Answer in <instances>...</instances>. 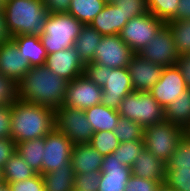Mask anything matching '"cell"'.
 I'll return each mask as SVG.
<instances>
[{
  "label": "cell",
  "mask_w": 190,
  "mask_h": 191,
  "mask_svg": "<svg viewBox=\"0 0 190 191\" xmlns=\"http://www.w3.org/2000/svg\"><path fill=\"white\" fill-rule=\"evenodd\" d=\"M67 84L46 65L32 67L18 83V99L57 109L63 105Z\"/></svg>",
  "instance_id": "1"
},
{
  "label": "cell",
  "mask_w": 190,
  "mask_h": 191,
  "mask_svg": "<svg viewBox=\"0 0 190 191\" xmlns=\"http://www.w3.org/2000/svg\"><path fill=\"white\" fill-rule=\"evenodd\" d=\"M55 128V109L17 99L11 105V139L15 143L45 137Z\"/></svg>",
  "instance_id": "2"
},
{
  "label": "cell",
  "mask_w": 190,
  "mask_h": 191,
  "mask_svg": "<svg viewBox=\"0 0 190 191\" xmlns=\"http://www.w3.org/2000/svg\"><path fill=\"white\" fill-rule=\"evenodd\" d=\"M83 75L97 86L102 87L101 103L108 108L118 110L121 100L133 92L128 67L108 68L104 65L89 62L84 66Z\"/></svg>",
  "instance_id": "3"
},
{
  "label": "cell",
  "mask_w": 190,
  "mask_h": 191,
  "mask_svg": "<svg viewBox=\"0 0 190 191\" xmlns=\"http://www.w3.org/2000/svg\"><path fill=\"white\" fill-rule=\"evenodd\" d=\"M10 34L41 36L48 11L42 0H9L3 9Z\"/></svg>",
  "instance_id": "4"
},
{
  "label": "cell",
  "mask_w": 190,
  "mask_h": 191,
  "mask_svg": "<svg viewBox=\"0 0 190 191\" xmlns=\"http://www.w3.org/2000/svg\"><path fill=\"white\" fill-rule=\"evenodd\" d=\"M83 26L68 13H49L45 20L44 33L40 36L47 54L73 47Z\"/></svg>",
  "instance_id": "5"
},
{
  "label": "cell",
  "mask_w": 190,
  "mask_h": 191,
  "mask_svg": "<svg viewBox=\"0 0 190 191\" xmlns=\"http://www.w3.org/2000/svg\"><path fill=\"white\" fill-rule=\"evenodd\" d=\"M120 117L130 119L143 127L165 120V109L149 92H131L121 100Z\"/></svg>",
  "instance_id": "6"
},
{
  "label": "cell",
  "mask_w": 190,
  "mask_h": 191,
  "mask_svg": "<svg viewBox=\"0 0 190 191\" xmlns=\"http://www.w3.org/2000/svg\"><path fill=\"white\" fill-rule=\"evenodd\" d=\"M183 135V128L164 120L144 127V148L167 163Z\"/></svg>",
  "instance_id": "7"
},
{
  "label": "cell",
  "mask_w": 190,
  "mask_h": 191,
  "mask_svg": "<svg viewBox=\"0 0 190 191\" xmlns=\"http://www.w3.org/2000/svg\"><path fill=\"white\" fill-rule=\"evenodd\" d=\"M55 128L74 145L90 143L94 133L84 110L63 105L55 109Z\"/></svg>",
  "instance_id": "8"
},
{
  "label": "cell",
  "mask_w": 190,
  "mask_h": 191,
  "mask_svg": "<svg viewBox=\"0 0 190 191\" xmlns=\"http://www.w3.org/2000/svg\"><path fill=\"white\" fill-rule=\"evenodd\" d=\"M166 23L151 13L130 19L120 32V38L137 54L139 53Z\"/></svg>",
  "instance_id": "9"
},
{
  "label": "cell",
  "mask_w": 190,
  "mask_h": 191,
  "mask_svg": "<svg viewBox=\"0 0 190 191\" xmlns=\"http://www.w3.org/2000/svg\"><path fill=\"white\" fill-rule=\"evenodd\" d=\"M134 54L120 35H108L102 37L92 62L108 68H123L128 67Z\"/></svg>",
  "instance_id": "10"
},
{
  "label": "cell",
  "mask_w": 190,
  "mask_h": 191,
  "mask_svg": "<svg viewBox=\"0 0 190 191\" xmlns=\"http://www.w3.org/2000/svg\"><path fill=\"white\" fill-rule=\"evenodd\" d=\"M44 144L42 174L52 172L71 161L74 144L56 128L44 137Z\"/></svg>",
  "instance_id": "11"
},
{
  "label": "cell",
  "mask_w": 190,
  "mask_h": 191,
  "mask_svg": "<svg viewBox=\"0 0 190 191\" xmlns=\"http://www.w3.org/2000/svg\"><path fill=\"white\" fill-rule=\"evenodd\" d=\"M143 59L162 67L174 66L179 58L173 35L165 24L139 53Z\"/></svg>",
  "instance_id": "12"
},
{
  "label": "cell",
  "mask_w": 190,
  "mask_h": 191,
  "mask_svg": "<svg viewBox=\"0 0 190 191\" xmlns=\"http://www.w3.org/2000/svg\"><path fill=\"white\" fill-rule=\"evenodd\" d=\"M102 101V87L85 75L68 82L63 106L86 110Z\"/></svg>",
  "instance_id": "13"
},
{
  "label": "cell",
  "mask_w": 190,
  "mask_h": 191,
  "mask_svg": "<svg viewBox=\"0 0 190 191\" xmlns=\"http://www.w3.org/2000/svg\"><path fill=\"white\" fill-rule=\"evenodd\" d=\"M187 89L181 72L174 65L164 67L161 78L150 89L149 93L165 109Z\"/></svg>",
  "instance_id": "14"
},
{
  "label": "cell",
  "mask_w": 190,
  "mask_h": 191,
  "mask_svg": "<svg viewBox=\"0 0 190 191\" xmlns=\"http://www.w3.org/2000/svg\"><path fill=\"white\" fill-rule=\"evenodd\" d=\"M164 67L134 54L128 64L133 91L149 92L161 78Z\"/></svg>",
  "instance_id": "15"
},
{
  "label": "cell",
  "mask_w": 190,
  "mask_h": 191,
  "mask_svg": "<svg viewBox=\"0 0 190 191\" xmlns=\"http://www.w3.org/2000/svg\"><path fill=\"white\" fill-rule=\"evenodd\" d=\"M100 172L98 191H125L132 174L131 167L120 163L113 153L104 156Z\"/></svg>",
  "instance_id": "16"
},
{
  "label": "cell",
  "mask_w": 190,
  "mask_h": 191,
  "mask_svg": "<svg viewBox=\"0 0 190 191\" xmlns=\"http://www.w3.org/2000/svg\"><path fill=\"white\" fill-rule=\"evenodd\" d=\"M45 65L68 82L81 76L85 66L74 47L47 55Z\"/></svg>",
  "instance_id": "17"
},
{
  "label": "cell",
  "mask_w": 190,
  "mask_h": 191,
  "mask_svg": "<svg viewBox=\"0 0 190 191\" xmlns=\"http://www.w3.org/2000/svg\"><path fill=\"white\" fill-rule=\"evenodd\" d=\"M31 68L13 40L0 45V73L17 84Z\"/></svg>",
  "instance_id": "18"
},
{
  "label": "cell",
  "mask_w": 190,
  "mask_h": 191,
  "mask_svg": "<svg viewBox=\"0 0 190 191\" xmlns=\"http://www.w3.org/2000/svg\"><path fill=\"white\" fill-rule=\"evenodd\" d=\"M129 20L119 7L107 3L103 10L91 21L90 27L102 36L119 35Z\"/></svg>",
  "instance_id": "19"
},
{
  "label": "cell",
  "mask_w": 190,
  "mask_h": 191,
  "mask_svg": "<svg viewBox=\"0 0 190 191\" xmlns=\"http://www.w3.org/2000/svg\"><path fill=\"white\" fill-rule=\"evenodd\" d=\"M103 156L89 143L76 144L71 154V165L75 174L100 171Z\"/></svg>",
  "instance_id": "20"
},
{
  "label": "cell",
  "mask_w": 190,
  "mask_h": 191,
  "mask_svg": "<svg viewBox=\"0 0 190 191\" xmlns=\"http://www.w3.org/2000/svg\"><path fill=\"white\" fill-rule=\"evenodd\" d=\"M131 171L137 177L160 181L164 184L166 163L144 148L136 158Z\"/></svg>",
  "instance_id": "21"
},
{
  "label": "cell",
  "mask_w": 190,
  "mask_h": 191,
  "mask_svg": "<svg viewBox=\"0 0 190 191\" xmlns=\"http://www.w3.org/2000/svg\"><path fill=\"white\" fill-rule=\"evenodd\" d=\"M12 40L16 43L20 53L28 60L31 68L45 65L48 54L42 45L40 36L18 35L13 36Z\"/></svg>",
  "instance_id": "22"
},
{
  "label": "cell",
  "mask_w": 190,
  "mask_h": 191,
  "mask_svg": "<svg viewBox=\"0 0 190 191\" xmlns=\"http://www.w3.org/2000/svg\"><path fill=\"white\" fill-rule=\"evenodd\" d=\"M93 132L114 131L120 117L118 110L100 103L84 110Z\"/></svg>",
  "instance_id": "23"
},
{
  "label": "cell",
  "mask_w": 190,
  "mask_h": 191,
  "mask_svg": "<svg viewBox=\"0 0 190 191\" xmlns=\"http://www.w3.org/2000/svg\"><path fill=\"white\" fill-rule=\"evenodd\" d=\"M75 173L71 162L42 174L45 191H73Z\"/></svg>",
  "instance_id": "24"
},
{
  "label": "cell",
  "mask_w": 190,
  "mask_h": 191,
  "mask_svg": "<svg viewBox=\"0 0 190 191\" xmlns=\"http://www.w3.org/2000/svg\"><path fill=\"white\" fill-rule=\"evenodd\" d=\"M102 35L89 25H84L74 41V48L84 64L92 62Z\"/></svg>",
  "instance_id": "25"
},
{
  "label": "cell",
  "mask_w": 190,
  "mask_h": 191,
  "mask_svg": "<svg viewBox=\"0 0 190 191\" xmlns=\"http://www.w3.org/2000/svg\"><path fill=\"white\" fill-rule=\"evenodd\" d=\"M44 137L16 143V151L38 174L42 175Z\"/></svg>",
  "instance_id": "26"
},
{
  "label": "cell",
  "mask_w": 190,
  "mask_h": 191,
  "mask_svg": "<svg viewBox=\"0 0 190 191\" xmlns=\"http://www.w3.org/2000/svg\"><path fill=\"white\" fill-rule=\"evenodd\" d=\"M165 120L185 129L190 123V89L165 108Z\"/></svg>",
  "instance_id": "27"
},
{
  "label": "cell",
  "mask_w": 190,
  "mask_h": 191,
  "mask_svg": "<svg viewBox=\"0 0 190 191\" xmlns=\"http://www.w3.org/2000/svg\"><path fill=\"white\" fill-rule=\"evenodd\" d=\"M106 4L104 0H71L67 13L83 25H89Z\"/></svg>",
  "instance_id": "28"
},
{
  "label": "cell",
  "mask_w": 190,
  "mask_h": 191,
  "mask_svg": "<svg viewBox=\"0 0 190 191\" xmlns=\"http://www.w3.org/2000/svg\"><path fill=\"white\" fill-rule=\"evenodd\" d=\"M2 171L3 180L7 183L22 181L36 174L17 151L6 161Z\"/></svg>",
  "instance_id": "29"
},
{
  "label": "cell",
  "mask_w": 190,
  "mask_h": 191,
  "mask_svg": "<svg viewBox=\"0 0 190 191\" xmlns=\"http://www.w3.org/2000/svg\"><path fill=\"white\" fill-rule=\"evenodd\" d=\"M166 25L173 35L179 55L190 54V19L170 20Z\"/></svg>",
  "instance_id": "30"
},
{
  "label": "cell",
  "mask_w": 190,
  "mask_h": 191,
  "mask_svg": "<svg viewBox=\"0 0 190 191\" xmlns=\"http://www.w3.org/2000/svg\"><path fill=\"white\" fill-rule=\"evenodd\" d=\"M120 143L133 140H143L144 127L130 119L119 117L113 131Z\"/></svg>",
  "instance_id": "31"
},
{
  "label": "cell",
  "mask_w": 190,
  "mask_h": 191,
  "mask_svg": "<svg viewBox=\"0 0 190 191\" xmlns=\"http://www.w3.org/2000/svg\"><path fill=\"white\" fill-rule=\"evenodd\" d=\"M179 0H146L149 13L167 23L177 13Z\"/></svg>",
  "instance_id": "32"
},
{
  "label": "cell",
  "mask_w": 190,
  "mask_h": 191,
  "mask_svg": "<svg viewBox=\"0 0 190 191\" xmlns=\"http://www.w3.org/2000/svg\"><path fill=\"white\" fill-rule=\"evenodd\" d=\"M190 169V138L185 134L180 138L176 150L166 163V169Z\"/></svg>",
  "instance_id": "33"
},
{
  "label": "cell",
  "mask_w": 190,
  "mask_h": 191,
  "mask_svg": "<svg viewBox=\"0 0 190 191\" xmlns=\"http://www.w3.org/2000/svg\"><path fill=\"white\" fill-rule=\"evenodd\" d=\"M144 149L143 140H133L122 142L119 147L113 152L114 156L120 160V163L127 167H132L138 155Z\"/></svg>",
  "instance_id": "34"
},
{
  "label": "cell",
  "mask_w": 190,
  "mask_h": 191,
  "mask_svg": "<svg viewBox=\"0 0 190 191\" xmlns=\"http://www.w3.org/2000/svg\"><path fill=\"white\" fill-rule=\"evenodd\" d=\"M103 157L112 154L119 147V140L113 131L94 132L89 143Z\"/></svg>",
  "instance_id": "35"
},
{
  "label": "cell",
  "mask_w": 190,
  "mask_h": 191,
  "mask_svg": "<svg viewBox=\"0 0 190 191\" xmlns=\"http://www.w3.org/2000/svg\"><path fill=\"white\" fill-rule=\"evenodd\" d=\"M164 184L175 191H190V169H166Z\"/></svg>",
  "instance_id": "36"
},
{
  "label": "cell",
  "mask_w": 190,
  "mask_h": 191,
  "mask_svg": "<svg viewBox=\"0 0 190 191\" xmlns=\"http://www.w3.org/2000/svg\"><path fill=\"white\" fill-rule=\"evenodd\" d=\"M112 4L119 7L127 20L149 12L146 0H115Z\"/></svg>",
  "instance_id": "37"
},
{
  "label": "cell",
  "mask_w": 190,
  "mask_h": 191,
  "mask_svg": "<svg viewBox=\"0 0 190 191\" xmlns=\"http://www.w3.org/2000/svg\"><path fill=\"white\" fill-rule=\"evenodd\" d=\"M100 171L75 174L73 191H98Z\"/></svg>",
  "instance_id": "38"
},
{
  "label": "cell",
  "mask_w": 190,
  "mask_h": 191,
  "mask_svg": "<svg viewBox=\"0 0 190 191\" xmlns=\"http://www.w3.org/2000/svg\"><path fill=\"white\" fill-rule=\"evenodd\" d=\"M18 99V84L0 73V106H11Z\"/></svg>",
  "instance_id": "39"
},
{
  "label": "cell",
  "mask_w": 190,
  "mask_h": 191,
  "mask_svg": "<svg viewBox=\"0 0 190 191\" xmlns=\"http://www.w3.org/2000/svg\"><path fill=\"white\" fill-rule=\"evenodd\" d=\"M162 184L160 181L145 179L131 174L125 186V191H158Z\"/></svg>",
  "instance_id": "40"
},
{
  "label": "cell",
  "mask_w": 190,
  "mask_h": 191,
  "mask_svg": "<svg viewBox=\"0 0 190 191\" xmlns=\"http://www.w3.org/2000/svg\"><path fill=\"white\" fill-rule=\"evenodd\" d=\"M8 185L11 191H45L42 175L38 173L28 179L8 183Z\"/></svg>",
  "instance_id": "41"
},
{
  "label": "cell",
  "mask_w": 190,
  "mask_h": 191,
  "mask_svg": "<svg viewBox=\"0 0 190 191\" xmlns=\"http://www.w3.org/2000/svg\"><path fill=\"white\" fill-rule=\"evenodd\" d=\"M11 138V106H0V138Z\"/></svg>",
  "instance_id": "42"
},
{
  "label": "cell",
  "mask_w": 190,
  "mask_h": 191,
  "mask_svg": "<svg viewBox=\"0 0 190 191\" xmlns=\"http://www.w3.org/2000/svg\"><path fill=\"white\" fill-rule=\"evenodd\" d=\"M16 152V143L9 137L0 138V168L3 169L6 161Z\"/></svg>",
  "instance_id": "43"
},
{
  "label": "cell",
  "mask_w": 190,
  "mask_h": 191,
  "mask_svg": "<svg viewBox=\"0 0 190 191\" xmlns=\"http://www.w3.org/2000/svg\"><path fill=\"white\" fill-rule=\"evenodd\" d=\"M175 65L181 72L186 86L190 89V54H180Z\"/></svg>",
  "instance_id": "44"
},
{
  "label": "cell",
  "mask_w": 190,
  "mask_h": 191,
  "mask_svg": "<svg viewBox=\"0 0 190 191\" xmlns=\"http://www.w3.org/2000/svg\"><path fill=\"white\" fill-rule=\"evenodd\" d=\"M48 13H67L71 0H42Z\"/></svg>",
  "instance_id": "45"
},
{
  "label": "cell",
  "mask_w": 190,
  "mask_h": 191,
  "mask_svg": "<svg viewBox=\"0 0 190 191\" xmlns=\"http://www.w3.org/2000/svg\"><path fill=\"white\" fill-rule=\"evenodd\" d=\"M177 13L172 20L190 19V0H179Z\"/></svg>",
  "instance_id": "46"
},
{
  "label": "cell",
  "mask_w": 190,
  "mask_h": 191,
  "mask_svg": "<svg viewBox=\"0 0 190 191\" xmlns=\"http://www.w3.org/2000/svg\"><path fill=\"white\" fill-rule=\"evenodd\" d=\"M10 40H12V35L10 34L8 30L4 12H1L0 13V45Z\"/></svg>",
  "instance_id": "47"
},
{
  "label": "cell",
  "mask_w": 190,
  "mask_h": 191,
  "mask_svg": "<svg viewBox=\"0 0 190 191\" xmlns=\"http://www.w3.org/2000/svg\"><path fill=\"white\" fill-rule=\"evenodd\" d=\"M0 191H11L8 183L4 180L0 182Z\"/></svg>",
  "instance_id": "48"
},
{
  "label": "cell",
  "mask_w": 190,
  "mask_h": 191,
  "mask_svg": "<svg viewBox=\"0 0 190 191\" xmlns=\"http://www.w3.org/2000/svg\"><path fill=\"white\" fill-rule=\"evenodd\" d=\"M158 191H175V190H173V189L167 187L165 184H162V185L160 186V188L158 189Z\"/></svg>",
  "instance_id": "49"
},
{
  "label": "cell",
  "mask_w": 190,
  "mask_h": 191,
  "mask_svg": "<svg viewBox=\"0 0 190 191\" xmlns=\"http://www.w3.org/2000/svg\"><path fill=\"white\" fill-rule=\"evenodd\" d=\"M184 134L190 138V123H189V125L184 129Z\"/></svg>",
  "instance_id": "50"
},
{
  "label": "cell",
  "mask_w": 190,
  "mask_h": 191,
  "mask_svg": "<svg viewBox=\"0 0 190 191\" xmlns=\"http://www.w3.org/2000/svg\"><path fill=\"white\" fill-rule=\"evenodd\" d=\"M3 181V171L2 169L0 168V182Z\"/></svg>",
  "instance_id": "51"
},
{
  "label": "cell",
  "mask_w": 190,
  "mask_h": 191,
  "mask_svg": "<svg viewBox=\"0 0 190 191\" xmlns=\"http://www.w3.org/2000/svg\"><path fill=\"white\" fill-rule=\"evenodd\" d=\"M3 9H4V5L0 3V13L3 12Z\"/></svg>",
  "instance_id": "52"
},
{
  "label": "cell",
  "mask_w": 190,
  "mask_h": 191,
  "mask_svg": "<svg viewBox=\"0 0 190 191\" xmlns=\"http://www.w3.org/2000/svg\"><path fill=\"white\" fill-rule=\"evenodd\" d=\"M9 0H0V3H2L3 5H5Z\"/></svg>",
  "instance_id": "53"
},
{
  "label": "cell",
  "mask_w": 190,
  "mask_h": 191,
  "mask_svg": "<svg viewBox=\"0 0 190 191\" xmlns=\"http://www.w3.org/2000/svg\"><path fill=\"white\" fill-rule=\"evenodd\" d=\"M106 3H113L115 0H104Z\"/></svg>",
  "instance_id": "54"
}]
</instances>
